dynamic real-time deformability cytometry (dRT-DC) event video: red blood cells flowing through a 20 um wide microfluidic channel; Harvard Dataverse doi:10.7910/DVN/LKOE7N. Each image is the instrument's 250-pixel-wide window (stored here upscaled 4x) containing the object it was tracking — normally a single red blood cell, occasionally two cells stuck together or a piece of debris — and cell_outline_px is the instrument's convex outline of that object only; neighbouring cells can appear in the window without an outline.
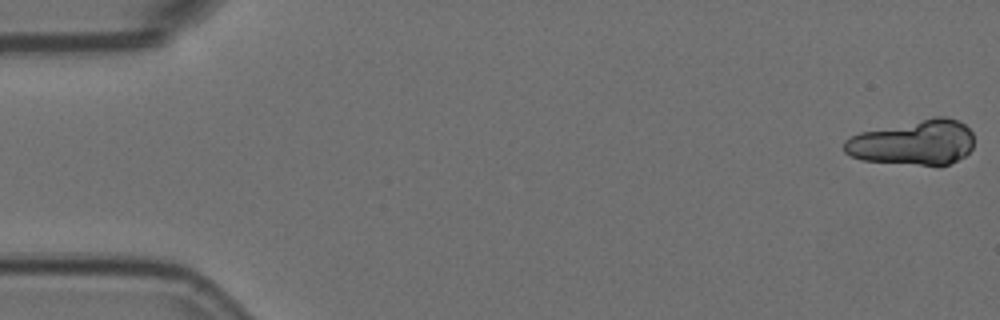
{"species": "Egyptian fruit bat (a non-hibernating species)", "species_latin": "Rousettus aegyptiacus", "temperature_condition": "room temperature", "stored_images_in_passage": 41, "camera_frame_rate_fps": 3000, "um_per_image_px": 0.085, "animal": {"sex": "female"}, "frame": {"image": 1, "passage_image": 1, "time_ms": 0.0, "image_size_px": [1000, 320], "cell_outline_px": [[972, 148], [964, 156], [948, 164], [920, 164], [860, 160], [844, 152], [844, 140], [860, 132], [932, 116], [944, 116], [956, 120], [964, 124], [972, 132]], "centroid_in_image_um": [77.62, 12.08], "position_along_channel_um": 7.4, "area_um2": 33.76}}